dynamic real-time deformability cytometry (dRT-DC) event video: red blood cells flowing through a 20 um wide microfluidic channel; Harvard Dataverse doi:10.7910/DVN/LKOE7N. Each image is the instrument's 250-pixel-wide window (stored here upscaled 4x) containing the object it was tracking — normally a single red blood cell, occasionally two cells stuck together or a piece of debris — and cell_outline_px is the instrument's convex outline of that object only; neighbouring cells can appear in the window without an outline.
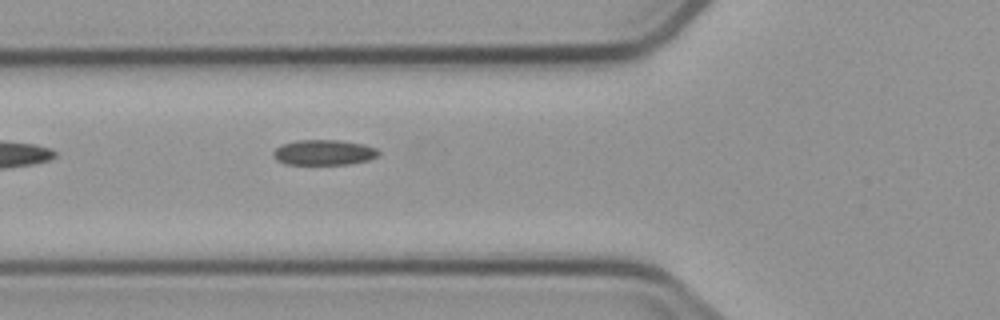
{"species": "common noctule bat (a hibernating species)", "species_latin": "Nyctalus noctula", "temperature_condition": "cold", "stored_images_in_passage": 5, "camera_frame_rate_fps": 3000, "um_per_image_px": 0.085, "animal": {"sex": "male", "body_mass_g": 23.1, "forearm_length_mm": 52.7}, "frame": {"image": 1, "passage_image": 5, "time_ms": 5.0, "image_size_px": [1000, 320], "cell_outline_px": [[380, 152], [376, 156], [368, 160], [348, 164], [284, 164], [276, 160], [272, 156], [272, 152], [280, 144], [296, 140], [340, 140], [364, 144], [376, 148]], "centroid_in_image_um": [27.48, 12.95], "position_along_channel_um": 98.3, "area_um2": 15.66}}